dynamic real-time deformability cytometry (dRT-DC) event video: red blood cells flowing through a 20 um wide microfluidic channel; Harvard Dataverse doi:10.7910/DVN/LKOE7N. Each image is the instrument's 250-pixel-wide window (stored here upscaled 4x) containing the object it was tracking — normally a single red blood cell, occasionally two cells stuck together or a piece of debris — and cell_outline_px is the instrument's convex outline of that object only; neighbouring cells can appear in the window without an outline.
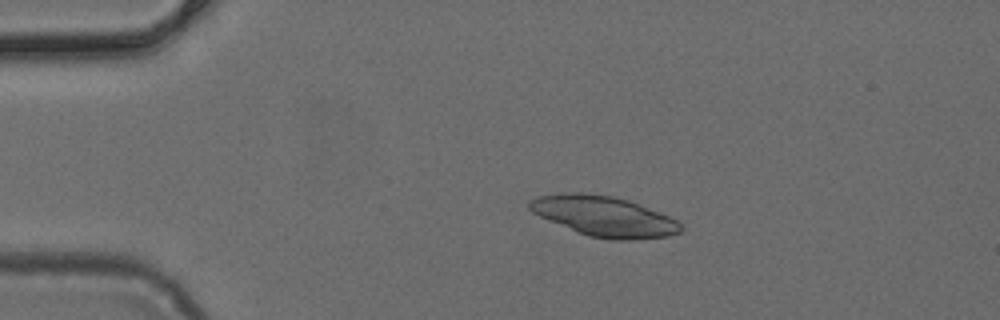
{"species": "common noctule bat (a hibernating species)", "species_latin": "Nyctalus noctula", "temperature_condition": "cold", "stored_images_in_passage": 3, "camera_frame_rate_fps": 3000, "um_per_image_px": 0.085, "animal": {"sex": "female", "body_mass_g": 24.6, "forearm_length_mm": 56.2}, "frame": {"image": 1, "passage_image": 2, "time_ms": 0.333, "image_size_px": [1000, 320], "cell_outline_px": [[684, 228], [680, 232], [668, 236], [632, 240], [616, 240], [588, 236], [540, 216], [532, 212], [528, 208], [528, 200], [540, 196], [568, 192], [580, 192], [612, 196], [628, 200], [640, 204], [668, 216], [676, 220]], "centroid_in_image_um": [51.35, 18.38], "position_along_channel_um": 33.7, "area_um2": 35.2}}